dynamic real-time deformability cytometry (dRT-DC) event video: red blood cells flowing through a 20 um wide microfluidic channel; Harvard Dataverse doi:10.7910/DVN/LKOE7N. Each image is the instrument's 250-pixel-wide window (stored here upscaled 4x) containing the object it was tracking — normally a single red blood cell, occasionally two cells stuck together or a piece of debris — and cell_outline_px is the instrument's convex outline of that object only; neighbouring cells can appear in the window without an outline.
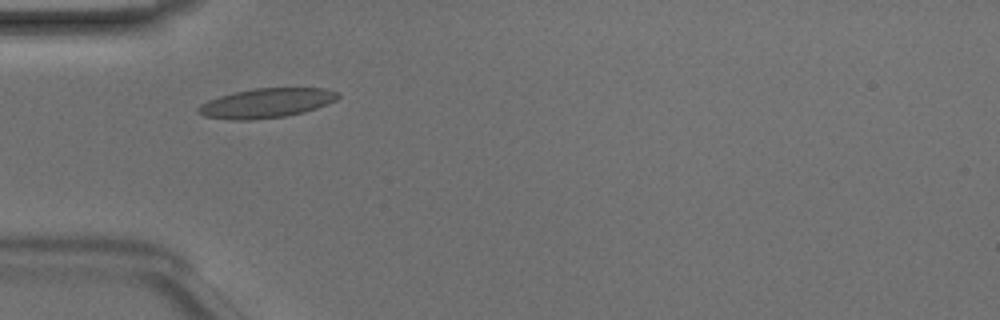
{"species": "Egyptian fruit bat (a non-hibernating species)", "species_latin": "Rousettus aegyptiacus", "temperature_condition": "room temperature", "stored_images_in_passage": 35, "camera_frame_rate_fps": 3000, "um_per_image_px": 0.085, "animal": {"sex": "male"}, "frame": {"image": 1, "passage_image": 1, "time_ms": 0.0, "image_size_px": [1000, 320], "cell_outline_px": [[340, 96], [336, 100], [316, 108], [304, 112], [288, 116], [252, 120], [232, 120], [204, 116], [196, 112], [196, 108], [200, 104], [208, 100], [220, 96], [236, 92], [256, 88], [328, 88], [336, 92]], "centroid_in_image_um": [22.62, 8.77], "position_along_channel_um": 62.4, "area_um2": 24.04}}
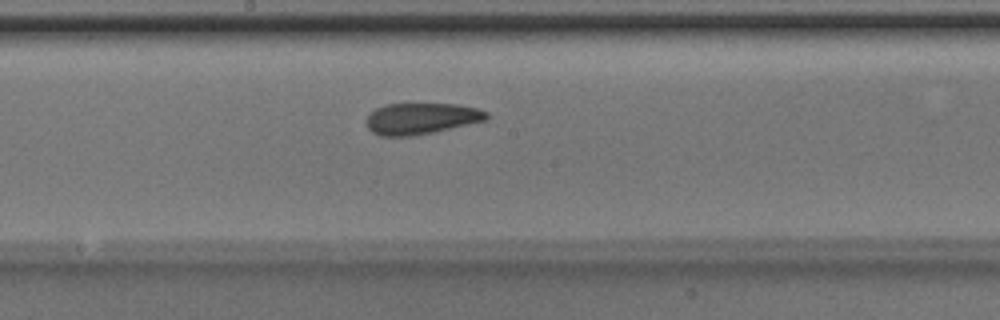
{"frame": {"image": 2, "passage_image": 12, "time_ms": 3.667, "image_size_px": [1000, 320], "cell_outline_px": [[488, 116], [484, 120], [436, 132], [412, 136], [380, 136], [372, 132], [368, 128], [364, 120], [368, 112], [384, 104], [456, 104], [476, 108], [488, 112]], "centroid_in_image_um": [35.72, 10.08], "position_along_channel_um": 212.5, "area_um2": 22.08}}
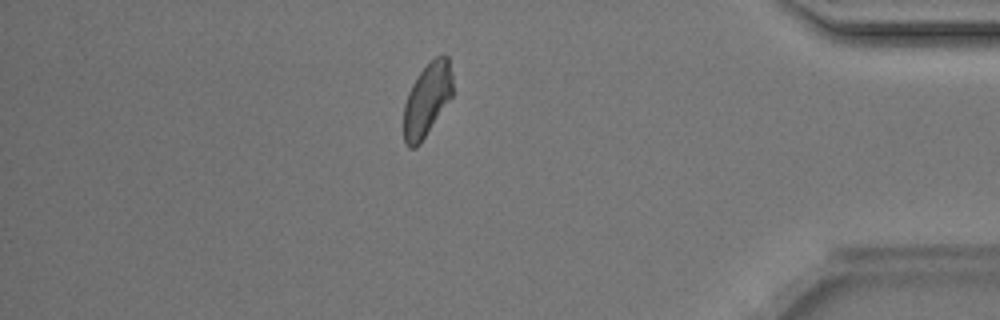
{"frame": {"image": 3, "passage_image": 28, "time_ms": 9.0, "image_size_px": [1000, 320], "cell_outline_px": [[452, 96], [420, 144], [416, 148], [408, 148], [404, 144], [404, 104], [408, 92], [412, 84], [420, 72], [436, 56], [448, 56], [452, 72]], "centroid_in_image_um": [36.29, 8.5], "position_along_channel_um": 398.9, "area_um2": 20.75}, "authors_computed_cell_mechanics": {"area_um2": 21.7328, "velocity_mm_per_s": 4.1438, "shape_relaxation_time_tau1_ms": 8.3049, "shape_relaxation_time_tau2_ms": 1.3021, "deformation_change_tau1": 0.1708, "deformation_change_tau2": 0.0674}}